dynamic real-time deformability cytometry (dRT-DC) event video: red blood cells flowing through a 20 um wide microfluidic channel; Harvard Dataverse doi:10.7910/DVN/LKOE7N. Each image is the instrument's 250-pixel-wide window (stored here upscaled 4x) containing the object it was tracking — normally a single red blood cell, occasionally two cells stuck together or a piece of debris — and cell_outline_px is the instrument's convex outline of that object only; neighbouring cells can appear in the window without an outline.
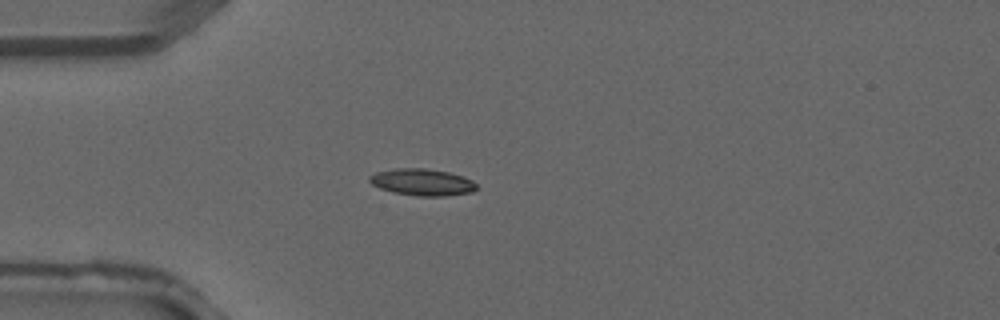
{"species": "common noctule bat (a hibernating species)", "species_latin": "Nyctalus noctula", "temperature_condition": "warm", "stored_images_in_passage": 2, "camera_frame_rate_fps": 3000, "um_per_image_px": 0.085, "animal": {"sex": "male", "forearm_length_mm": 52.5}, "frame": {"image": 1, "passage_image": 2, "time_ms": 0.333, "image_size_px": [1000, 320], "cell_outline_px": [[476, 188], [472, 192], [444, 196], [416, 196], [392, 192], [380, 188], [372, 184], [368, 180], [368, 176], [376, 172], [396, 168], [424, 168], [448, 172], [464, 176], [472, 180], [476, 184]], "centroid_in_image_um": [35.87, 15.48], "position_along_channel_um": 49.1, "area_um2": 16.76}}